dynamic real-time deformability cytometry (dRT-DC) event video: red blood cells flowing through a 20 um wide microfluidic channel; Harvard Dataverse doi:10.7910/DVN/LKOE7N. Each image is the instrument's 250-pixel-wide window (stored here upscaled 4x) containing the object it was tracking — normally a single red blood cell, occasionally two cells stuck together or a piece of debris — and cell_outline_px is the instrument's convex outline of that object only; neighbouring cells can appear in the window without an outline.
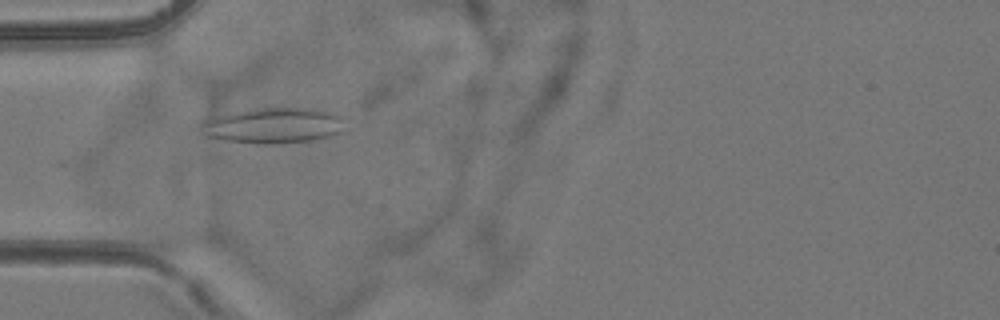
{"species": "common noctule bat (a hibernating species)", "species_latin": "Nyctalus noctula", "temperature_condition": "room temperature", "stored_images_in_passage": 3, "camera_frame_rate_fps": 3000, "um_per_image_px": 0.085, "animal": {"sex": "female", "body_mass_g": 24.6, "forearm_length_mm": 56.2}, "frame": {"image": 1, "passage_image": 2, "time_ms": 1.0, "image_size_px": [1000, 320], "cell_outline_px": [[348, 132], [332, 136], [312, 140], [280, 144], [256, 144], [224, 140], [208, 136], [200, 124], [204, 120], [236, 112], [256, 108], [316, 108], [336, 112], [340, 116]], "centroid_in_image_um": [23.39, 10.68], "position_along_channel_um": 61.6, "area_um2": 30.11}}